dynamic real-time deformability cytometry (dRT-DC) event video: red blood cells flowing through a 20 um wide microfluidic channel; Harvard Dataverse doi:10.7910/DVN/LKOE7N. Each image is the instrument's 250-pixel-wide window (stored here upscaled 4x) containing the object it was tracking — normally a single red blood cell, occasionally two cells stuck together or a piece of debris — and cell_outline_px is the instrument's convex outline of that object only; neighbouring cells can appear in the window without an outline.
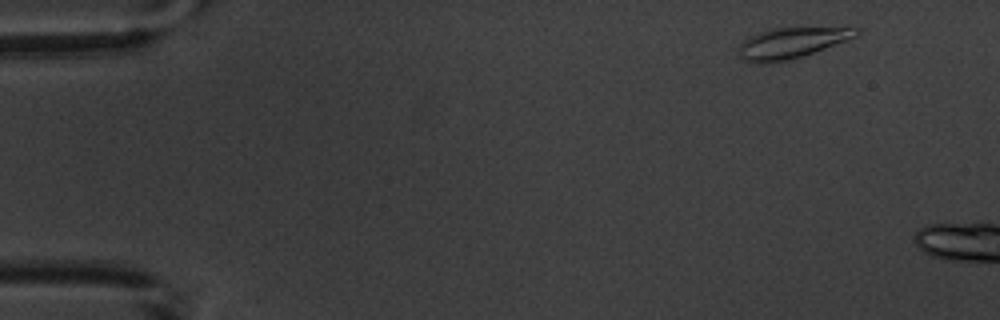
{"species": "common noctule bat (a hibernating species)", "species_latin": "Nyctalus noctula", "temperature_condition": "warm", "stored_images_in_passage": 2, "camera_frame_rate_fps": 3000, "um_per_image_px": 0.085, "animal": {"sex": "male", "body_mass_g": 20.1, "forearm_length_mm": 53.5}, "frame": {"image": 1, "passage_image": 1, "time_ms": 0.0, "image_size_px": [1000, 320], "cell_outline_px": [[860, 32], [856, 36], [848, 40], [788, 60], [764, 64], [752, 64], [744, 60], [740, 56], [740, 44], [744, 40], [756, 32], [772, 28], [800, 24], [860, 28]], "centroid_in_image_um": [67.32, 3.58], "position_along_channel_um": 17.7, "area_um2": 22.08}}